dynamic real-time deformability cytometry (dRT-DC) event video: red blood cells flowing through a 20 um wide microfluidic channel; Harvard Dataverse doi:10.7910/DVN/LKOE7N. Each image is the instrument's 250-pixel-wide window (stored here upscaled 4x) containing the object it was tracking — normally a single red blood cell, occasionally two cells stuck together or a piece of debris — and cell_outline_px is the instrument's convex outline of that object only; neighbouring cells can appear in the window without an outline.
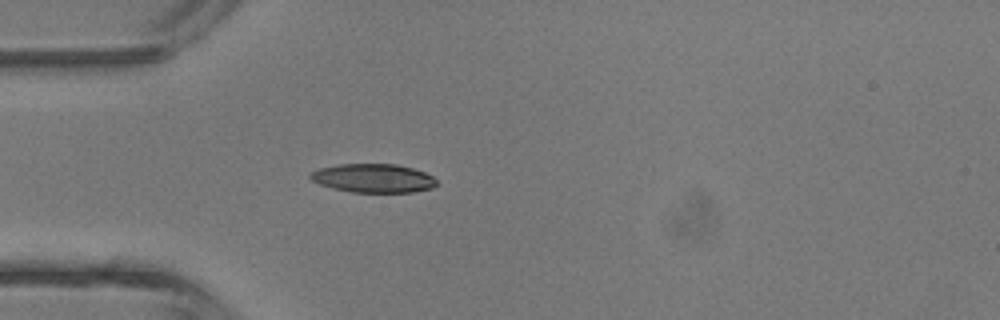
{"species": "common noctule bat (a hibernating species)", "species_latin": "Nyctalus noctula", "temperature_condition": "room temperature", "stored_images_in_passage": 2, "camera_frame_rate_fps": 3000, "um_per_image_px": 0.085, "animal": {"sex": "male", "body_mass_g": 13.3}, "frame": {"image": 1, "passage_image": 2, "time_ms": 1.0, "image_size_px": [1000, 320], "cell_outline_px": [[440, 184], [432, 188], [412, 192], [352, 192], [332, 188], [320, 184], [312, 180], [308, 176], [308, 172], [320, 168], [336, 164], [396, 164], [412, 168], [424, 172], [432, 176]], "centroid_in_image_um": [31.72, 15.14], "position_along_channel_um": 53.3, "area_um2": 21.27}}